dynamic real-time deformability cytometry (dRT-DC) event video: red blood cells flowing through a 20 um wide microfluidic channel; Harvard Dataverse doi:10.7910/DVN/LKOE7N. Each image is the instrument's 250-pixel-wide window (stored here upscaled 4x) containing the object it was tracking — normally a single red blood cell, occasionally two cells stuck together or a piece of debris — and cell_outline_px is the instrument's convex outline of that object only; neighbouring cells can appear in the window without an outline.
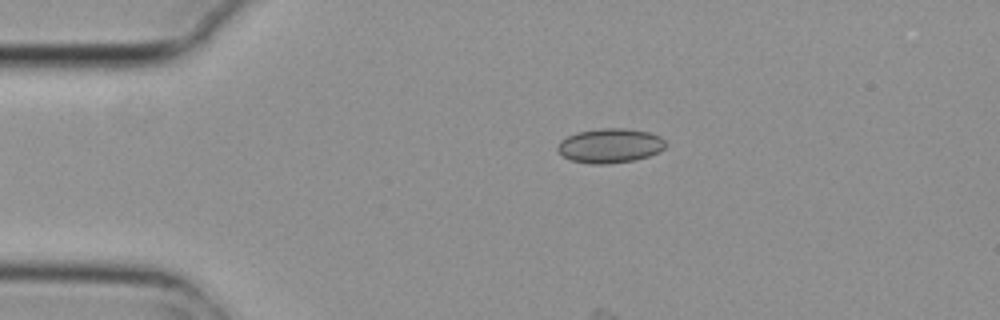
{"species": "common noctule bat (a hibernating species)", "species_latin": "Nyctalus noctula", "temperature_condition": "cold", "stored_images_in_passage": 4, "camera_frame_rate_fps": 3000, "um_per_image_px": 0.085, "animal": {"sex": "female", "body_mass_g": 29.2, "forearm_length_mm": 56.3}, "frame": {"image": 1, "passage_image": 4, "time_ms": 1.0, "image_size_px": [1000, 320], "cell_outline_px": [[668, 144], [660, 152], [648, 156], [632, 160], [604, 164], [592, 164], [572, 160], [564, 156], [556, 148], [560, 140], [576, 132], [600, 128], [624, 128], [648, 132], [660, 136]], "centroid_in_image_um": [51.86, 12.37], "position_along_channel_um": 33.1, "area_um2": 21.62}}